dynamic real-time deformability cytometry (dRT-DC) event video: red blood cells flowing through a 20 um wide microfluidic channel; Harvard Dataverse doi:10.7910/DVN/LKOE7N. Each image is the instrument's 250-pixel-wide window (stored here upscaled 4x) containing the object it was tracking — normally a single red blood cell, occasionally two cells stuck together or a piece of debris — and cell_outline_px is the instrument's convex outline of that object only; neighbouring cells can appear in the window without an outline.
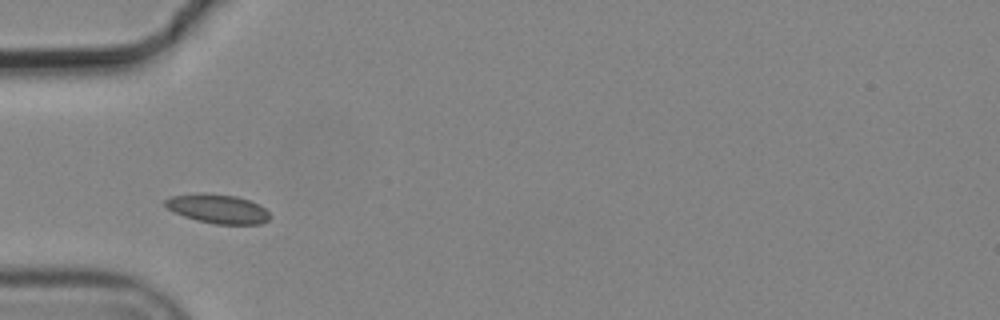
{"species": "common noctule bat (a hibernating species)", "species_latin": "Nyctalus noctula", "temperature_condition": "cold", "stored_images_in_passage": 10, "camera_frame_rate_fps": 3000, "um_per_image_px": 0.085, "animal": {"sex": "male", "body_mass_g": 19.2, "forearm_length_mm": 51.8}, "frame": {"image": 1, "passage_image": 2, "time_ms": 0.333, "image_size_px": [1000, 320], "cell_outline_px": [[272, 216], [268, 220], [260, 224], [216, 224], [196, 220], [184, 216], [168, 208], [164, 204], [164, 200], [172, 196], [204, 192], [236, 196], [260, 204]], "centroid_in_image_um": [18.54, 17.74], "position_along_channel_um": 66.5, "area_um2": 17.74}}
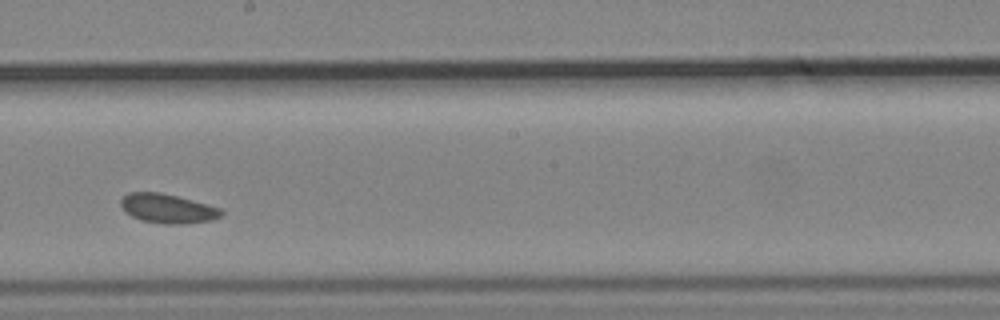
{"frame": {"image": 2, "passage_image": 6, "time_ms": 1.667, "image_size_px": [1000, 320], "cell_outline_px": [[224, 212], [220, 216], [212, 220], [184, 224], [168, 224], [140, 220], [124, 212], [120, 204], [120, 200], [128, 192], [160, 192], [208, 204], [220, 208]], "centroid_in_image_um": [14.23, 17.72], "position_along_channel_um": 234.0, "area_um2": 17.17}}
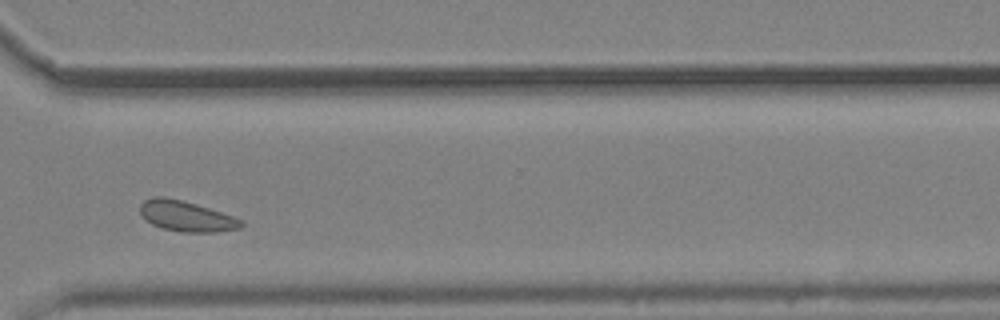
{"frame": {"image": 3, "passage_image": 9, "time_ms": 2.667, "image_size_px": [1000, 320], "cell_outline_px": [[244, 224], [240, 228], [216, 232], [184, 232], [164, 228], [152, 224], [140, 212], [140, 204], [144, 200], [156, 196], [164, 196], [196, 204], [244, 220]], "centroid_in_image_um": [15.86, 18.37], "position_along_channel_um": 354.7, "area_um2": 17.69}}